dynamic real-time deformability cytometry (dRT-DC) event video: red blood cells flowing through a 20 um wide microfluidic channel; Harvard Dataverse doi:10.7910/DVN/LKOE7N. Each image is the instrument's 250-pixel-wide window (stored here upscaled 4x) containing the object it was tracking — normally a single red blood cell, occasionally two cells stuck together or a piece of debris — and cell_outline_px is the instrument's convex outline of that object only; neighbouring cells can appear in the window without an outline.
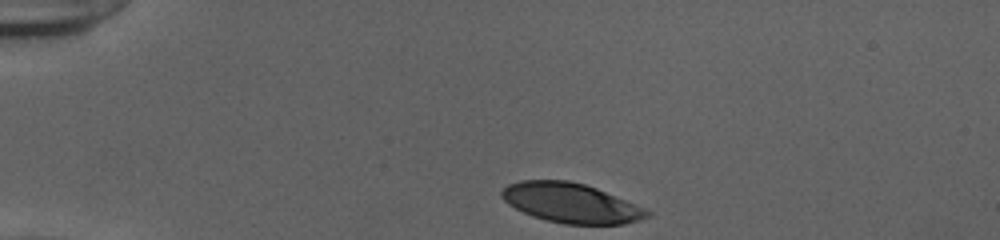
{"species": "human", "species_latin": "Homo sapiens", "temperature_condition": "cold", "stored_images_in_passage": 33, "camera_frame_rate_fps": 3000, "um_per_image_px": 0.085, "donor": {"sex": "female"}, "frame": {"image": 1, "passage_image": 1, "time_ms": 0.0, "image_size_px": [1000, 240], "cell_outline_px": [[652, 216], [624, 224], [564, 224], [532, 216], [508, 204], [500, 196], [500, 192], [508, 184], [520, 180], [568, 180], [584, 184], [596, 188], [644, 208], [652, 212]], "centroid_in_image_um": [48.52, 17.25], "position_along_channel_um": 36.5, "area_um2": 33.41}}
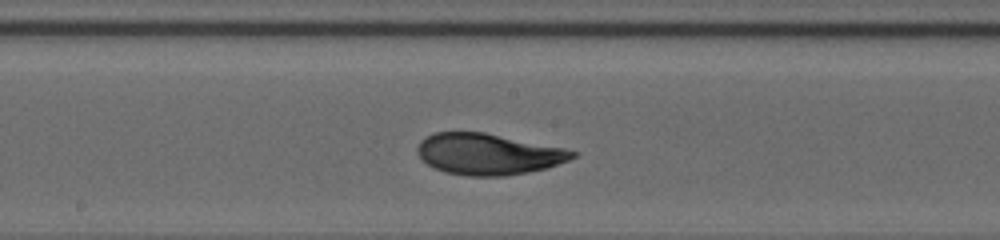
{"frame": {"image": 2, "passage_image": 18, "time_ms": 5.667, "image_size_px": [1000, 240], "cell_outline_px": [[580, 152], [576, 156], [568, 160], [548, 168], [528, 172], [504, 176], [468, 176], [444, 172], [420, 160], [416, 152], [416, 148], [420, 140], [436, 132], [484, 132], [564, 148]], "centroid_in_image_um": [41.48, 13.1], "position_along_channel_um": 206.7, "area_um2": 37.34}}
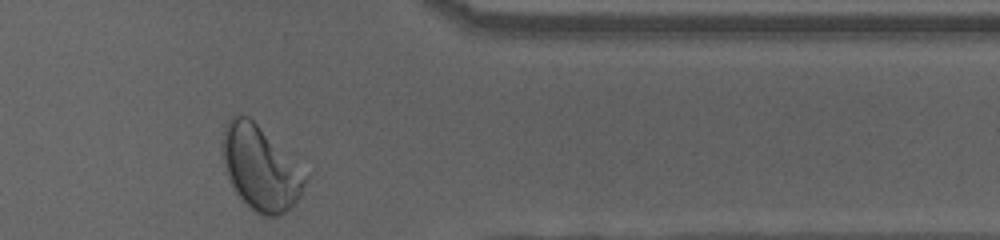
{"frame": {"image": 3, "passage_image": 33, "time_ms": 10.667, "image_size_px": [1000, 240], "cell_outline_px": [[308, 176], [300, 196], [284, 212], [276, 216], [260, 216], [236, 192], [224, 168], [220, 152], [220, 144], [224, 124], [232, 116], [248, 116]], "centroid_in_image_um": [22.06, 14.27], "position_along_channel_um": 389.3, "area_um2": 39.77}, "authors_computed_cell_mechanics": {"area_um2": 37.2232, "velocity_mm_per_s": 3.8464, "shape_relaxation_time_tau1_ms": 2.9919, "shape_relaxation_time_tau2_ms": 1.2404, "deformation_change_tau1": 0.1557, "deformation_change_tau2": 0.0557}}